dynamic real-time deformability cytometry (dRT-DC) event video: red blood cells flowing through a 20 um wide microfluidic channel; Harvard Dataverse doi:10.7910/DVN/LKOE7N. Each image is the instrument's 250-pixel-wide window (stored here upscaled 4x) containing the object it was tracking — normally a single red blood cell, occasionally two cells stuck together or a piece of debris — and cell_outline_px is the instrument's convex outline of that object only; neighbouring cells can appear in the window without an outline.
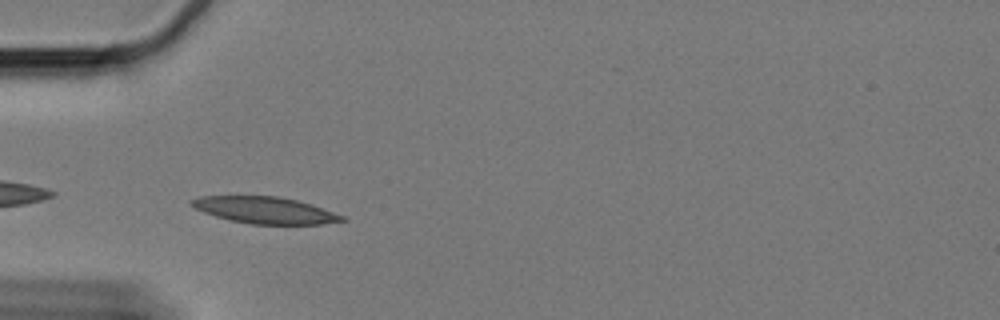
{"species": "Egyptian fruit bat (a non-hibernating species)", "species_latin": "Rousettus aegyptiacus", "temperature_condition": "cold", "stored_images_in_passage": 44, "camera_frame_rate_fps": 3000, "um_per_image_px": 0.085, "animal": {"sex": "female"}, "frame": {"image": 1, "passage_image": 2, "time_ms": 0.333, "image_size_px": [1000, 320], "cell_outline_px": [[348, 220], [320, 224], [248, 224], [228, 220], [204, 212], [188, 204], [188, 200], [200, 196], [280, 196], [296, 200], [344, 216]], "centroid_in_image_um": [22.45, 17.86], "position_along_channel_um": 62.5, "area_um2": 23.24}}
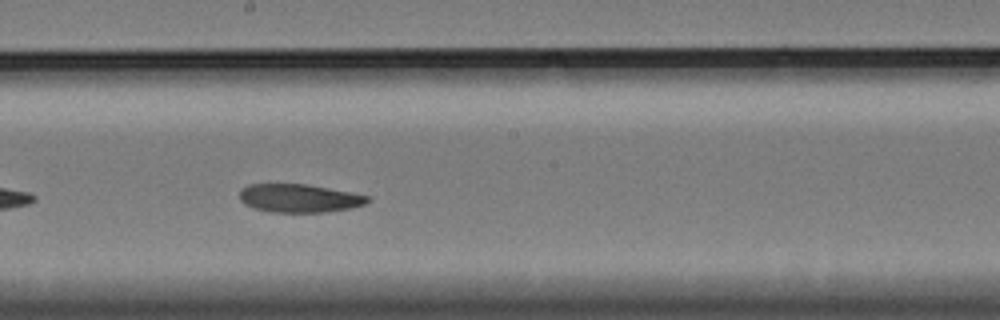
{"frame": {"image": 2, "passage_image": 17, "time_ms": 5.333, "image_size_px": [1000, 320], "cell_outline_px": [[372, 200], [364, 204], [352, 208], [328, 212], [272, 212], [252, 208], [244, 204], [240, 200], [240, 188], [248, 184], [308, 184], [352, 192], [372, 196]], "centroid_in_image_um": [25.46, 16.84], "position_along_channel_um": 222.7, "area_um2": 21.5}}
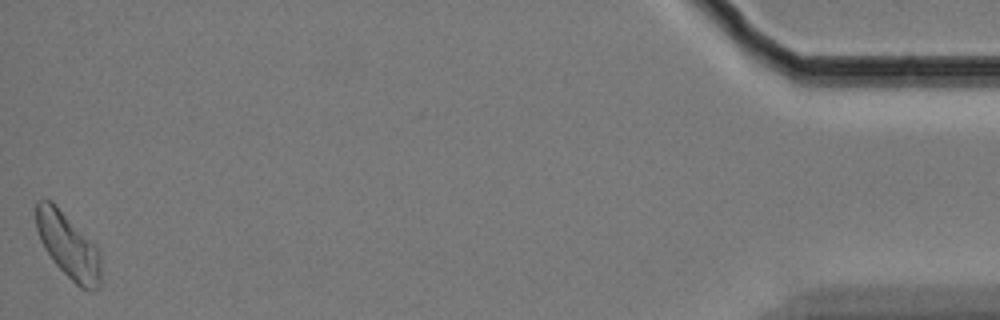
{"frame": {"image": 3, "passage_image": 44, "time_ms": 14.333, "image_size_px": [1000, 320], "cell_outline_px": [[100, 284], [96, 288], [80, 288], [52, 260], [44, 248], [40, 240], [36, 228], [36, 200], [52, 200], [100, 248]], "centroid_in_image_um": [5.79, 20.83], "position_along_channel_um": 429.4, "area_um2": 24.68}, "authors_computed_cell_mechanics": {"area_um2": 22.3975, "velocity_mm_per_s": 3.2591, "shape_relaxation_time_tau1_ms": 4.6259, "shape_relaxation_time_tau2_ms": null, "deformation_change_tau1": 0.1263, "deformation_change_tau2": null}}